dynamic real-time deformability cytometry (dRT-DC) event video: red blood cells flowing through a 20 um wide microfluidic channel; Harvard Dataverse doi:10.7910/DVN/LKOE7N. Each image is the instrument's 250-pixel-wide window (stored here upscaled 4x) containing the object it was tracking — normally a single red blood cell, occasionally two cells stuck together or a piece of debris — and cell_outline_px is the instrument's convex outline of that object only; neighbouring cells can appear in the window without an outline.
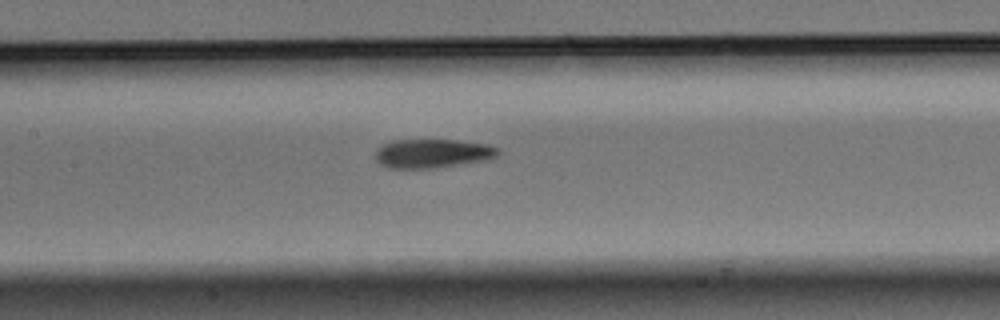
{"species": "Egyptian fruit bat (a non-hibernating species)", "species_latin": "Rousettus aegyptiacus", "temperature_condition": "warm", "stored_images_in_passage": 9, "camera_frame_rate_fps": 3000, "um_per_image_px": 0.085, "animal": {"sex": "male"}, "frame": {"image": 1, "passage_image": 9, "time_ms": 2.667, "image_size_px": [1000, 320], "cell_outline_px": [[500, 152], [496, 156], [488, 160], [436, 168], [388, 168], [380, 164], [376, 160], [376, 148], [380, 144], [392, 140], [456, 140], [488, 144], [500, 148]], "centroid_in_image_um": [36.76, 13.04], "position_along_channel_um": 170.6, "area_um2": 20.98}}